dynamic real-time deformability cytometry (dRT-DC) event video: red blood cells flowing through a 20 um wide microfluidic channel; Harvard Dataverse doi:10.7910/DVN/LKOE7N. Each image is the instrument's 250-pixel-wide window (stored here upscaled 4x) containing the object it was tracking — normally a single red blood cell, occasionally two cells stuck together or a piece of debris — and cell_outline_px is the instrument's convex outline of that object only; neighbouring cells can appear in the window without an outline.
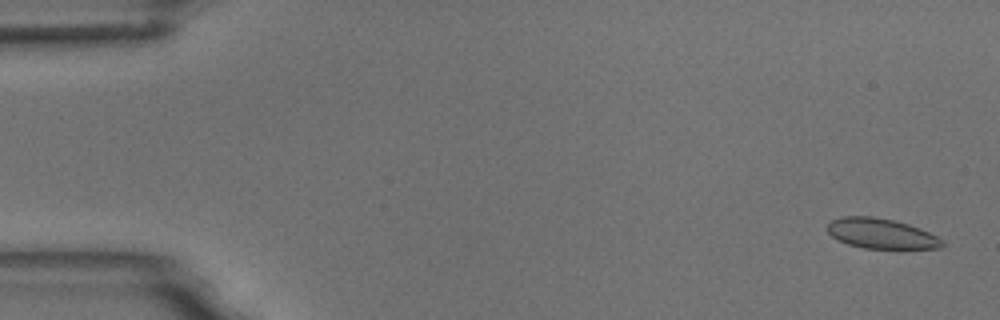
{"species": "common noctule bat (a hibernating species)", "species_latin": "Nyctalus noctula", "temperature_condition": "room temperature", "stored_images_in_passage": 5, "camera_frame_rate_fps": 3000, "um_per_image_px": 0.085, "animal": {"sex": "male", "body_mass_g": 18.8}, "frame": {"image": 1, "passage_image": 1, "time_ms": 0.0, "image_size_px": [1000, 320], "cell_outline_px": [[944, 244], [940, 248], [900, 252], [864, 248], [848, 244], [836, 240], [828, 232], [828, 224], [832, 220], [844, 216], [872, 216], [892, 220], [908, 224], [920, 228], [944, 240]], "centroid_in_image_um": [74.98, 19.92], "position_along_channel_um": 10.0, "area_um2": 21.1}}
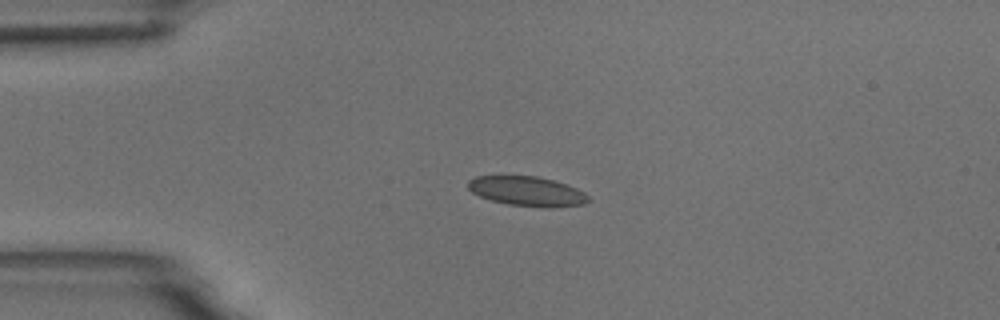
{"frame": {"image": 2, "passage_image": 4, "time_ms": 3.667, "image_size_px": [1000, 320], "cell_outline_px": [[592, 200], [584, 204], [552, 208], [544, 208], [508, 204], [492, 200], [480, 196], [472, 192], [468, 188], [468, 180], [476, 176], [536, 176], [552, 180], [576, 188], [584, 192]], "centroid_in_image_um": [44.82, 16.27], "position_along_channel_um": 40.2, "area_um2": 20.75}}